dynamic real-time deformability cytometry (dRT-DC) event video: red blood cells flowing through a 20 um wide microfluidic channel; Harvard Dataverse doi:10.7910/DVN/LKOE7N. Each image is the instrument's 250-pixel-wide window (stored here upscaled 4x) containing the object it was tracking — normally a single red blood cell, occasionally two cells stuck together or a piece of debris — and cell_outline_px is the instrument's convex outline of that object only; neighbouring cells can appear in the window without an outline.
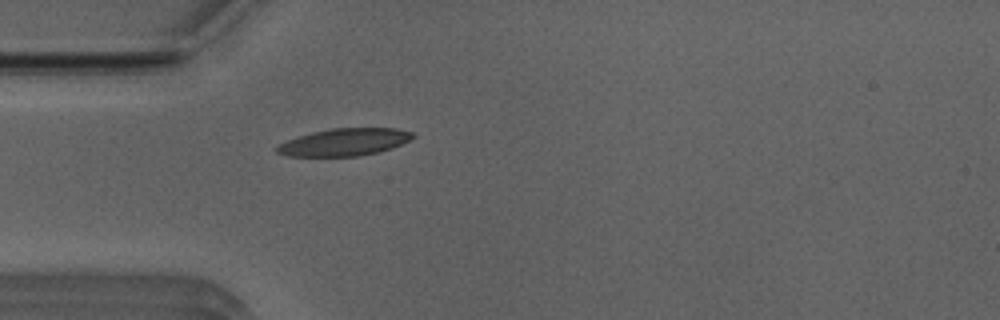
{"species": "Egyptian fruit bat (a non-hibernating species)", "species_latin": "Rousettus aegyptiacus", "temperature_condition": "room temperature", "stored_images_in_passage": 38, "camera_frame_rate_fps": 3000, "um_per_image_px": 0.085, "animal": {"sex": "male"}, "frame": {"image": 1, "passage_image": 1, "time_ms": 0.0, "image_size_px": [1000, 320], "cell_outline_px": [[416, 136], [412, 140], [392, 148], [380, 152], [356, 156], [288, 156], [276, 152], [272, 148], [276, 144], [312, 132], [332, 128], [396, 128], [412, 132]], "centroid_in_image_um": [29.27, 12.08], "position_along_channel_um": 55.7, "area_um2": 21.85}}
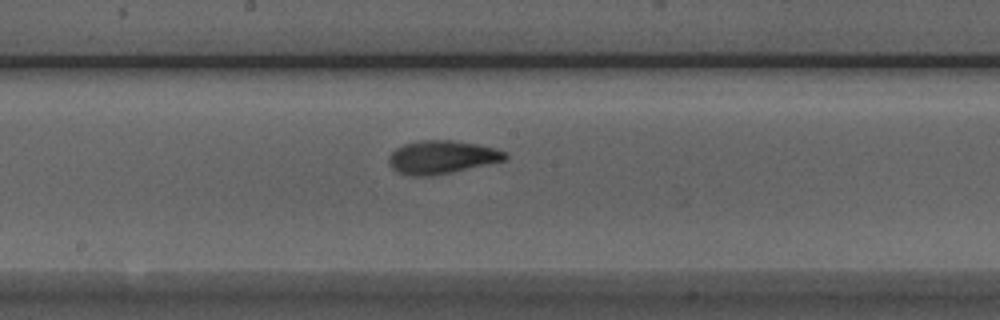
{"frame": {"image": 2, "passage_image": 13, "time_ms": 4.0, "image_size_px": [1000, 320], "cell_outline_px": [[508, 156], [504, 160], [452, 172], [432, 176], [412, 176], [396, 172], [388, 164], [388, 156], [396, 148], [404, 144], [424, 140], [452, 140], [480, 144], [496, 148], [504, 152]], "centroid_in_image_um": [37.52, 13.36], "position_along_channel_um": 210.7, "area_um2": 22.54}}
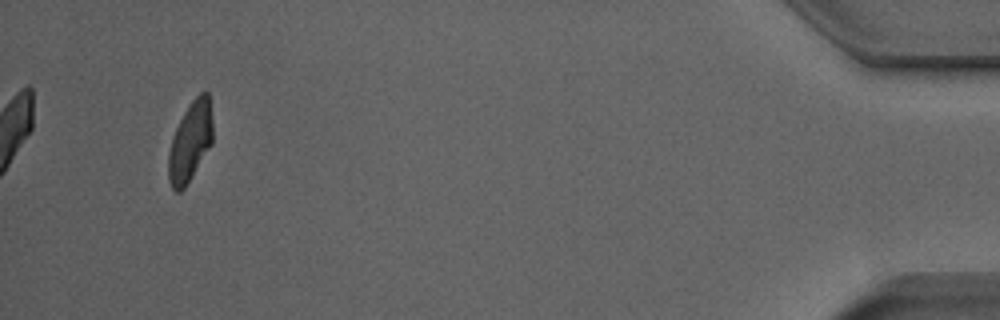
{"frame": {"image": 3, "passage_image": 35, "time_ms": 11.333, "image_size_px": [1000, 320], "cell_outline_px": [[212, 144], [184, 188], [180, 192], [176, 192], [172, 188], [168, 180], [168, 152], [176, 128], [184, 112], [192, 100], [204, 88], [208, 92], [212, 120]], "centroid_in_image_um": [16.17, 12.03], "position_along_channel_um": 419.0, "area_um2": 20.46}, "authors_computed_cell_mechanics": {"area_um2": 21.7039, "velocity_mm_per_s": 3.9702, "shape_relaxation_time_tau1_ms": 4.7458, "shape_relaxation_time_tau2_ms": 1.9371, "deformation_change_tau1": 0.1837, "deformation_change_tau2": 0.0793}}